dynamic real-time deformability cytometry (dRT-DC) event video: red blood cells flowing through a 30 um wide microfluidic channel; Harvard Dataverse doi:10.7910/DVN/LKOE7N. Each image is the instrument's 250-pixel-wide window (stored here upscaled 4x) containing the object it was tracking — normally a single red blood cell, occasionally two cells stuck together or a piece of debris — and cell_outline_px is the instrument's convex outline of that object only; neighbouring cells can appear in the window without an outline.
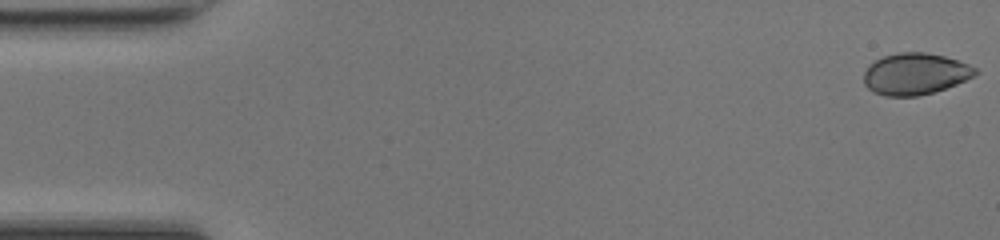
{"species": "common noctule bat (a hibernating species)", "species_latin": "Nyctalus noctula", "temperature_condition": "room temperature", "stored_images_in_passage": 49, "camera_frame_rate_fps": 3000, "um_per_image_px": 0.085, "animal": {"sex": "female", "body_mass_g": 17.0, "forearm_length_mm": 48.0}, "frame": {"image": 1, "passage_image": 1, "time_ms": 0.0, "image_size_px": [1000, 240], "cell_outline_px": [[980, 72], [956, 84], [932, 92], [916, 96], [884, 96], [872, 92], [864, 84], [864, 72], [868, 64], [884, 56], [900, 52], [924, 52], [944, 56], [968, 64], [976, 68]], "centroid_in_image_um": [77.75, 6.28], "position_along_channel_um": 7.2, "area_um2": 26.88}}
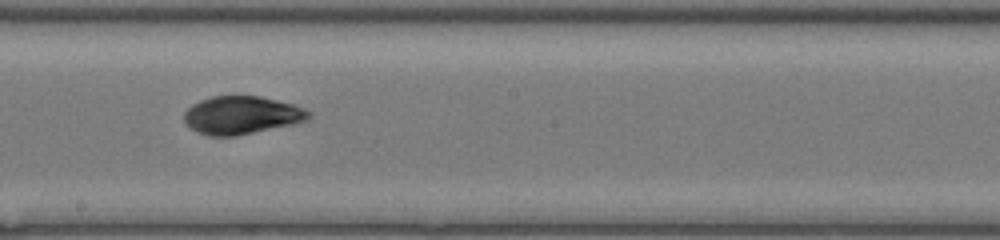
{"frame": {"image": 2, "passage_image": 27, "time_ms": 8.667, "image_size_px": [1000, 240], "cell_outline_px": [[312, 116], [308, 120], [292, 124], [236, 136], [208, 136], [196, 132], [184, 120], [184, 112], [192, 104], [200, 100], [212, 96], [260, 96], [296, 104], [312, 112]], "centroid_in_image_um": [20.57, 9.78], "position_along_channel_um": 227.6, "area_um2": 27.74}}
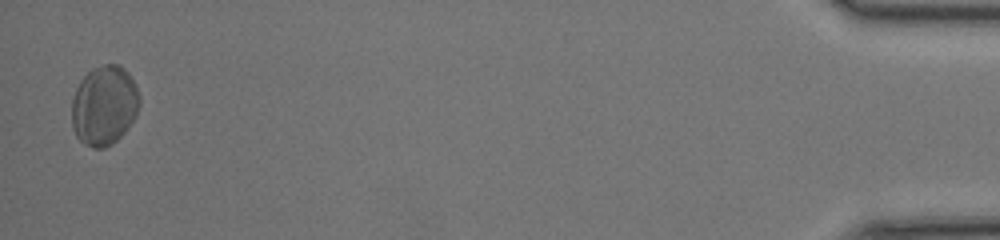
{"frame": {"image": 3, "passage_image": 48, "time_ms": 15.667, "image_size_px": [1000, 240], "cell_outline_px": [[140, 104], [136, 116], [124, 132], [112, 144], [104, 148], [92, 148], [84, 144], [76, 136], [72, 128], [72, 100], [76, 88], [80, 80], [92, 68], [104, 64], [120, 64], [128, 72], [140, 96]], "centroid_in_image_um": [8.85, 8.96], "position_along_channel_um": 426.4, "area_um2": 31.62}, "authors_computed_cell_mechanics": {"area_um2": 27.5128, "velocity_mm_per_s": 4.2481, "shape_relaxation_time_tau1_ms": 2.7081, "shape_relaxation_time_tau2_ms": 3.2953, "deformation_change_tau1": 0.0988, "deformation_change_tau2": 0.067}}